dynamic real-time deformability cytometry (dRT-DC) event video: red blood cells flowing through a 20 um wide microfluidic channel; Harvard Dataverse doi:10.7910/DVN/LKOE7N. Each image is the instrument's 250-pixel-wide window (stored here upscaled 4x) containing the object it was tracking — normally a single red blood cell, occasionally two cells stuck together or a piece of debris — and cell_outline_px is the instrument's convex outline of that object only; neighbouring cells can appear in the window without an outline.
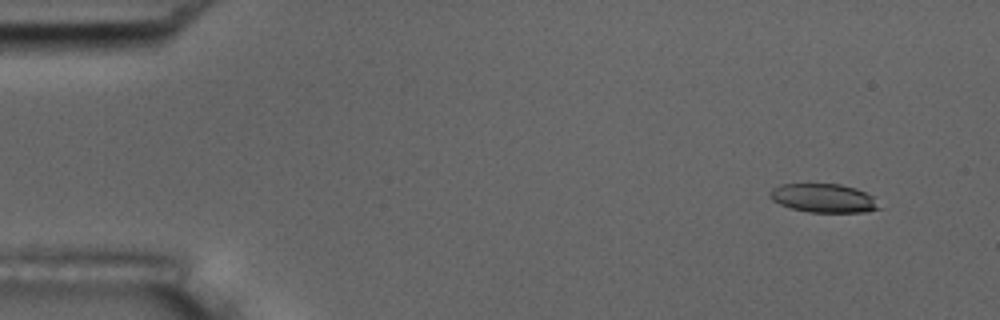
{"species": "common noctule bat (a hibernating species)", "species_latin": "Nyctalus noctula", "temperature_condition": "room temperature", "stored_images_in_passage": 8, "camera_frame_rate_fps": 3000, "um_per_image_px": 0.085, "animal": {"sex": "male", "body_mass_g": 17.5, "forearm_length_mm": 52.3}, "frame": {"image": 1, "passage_image": 2, "time_ms": 0.333, "image_size_px": [1000, 320], "cell_outline_px": [[884, 208], [864, 212], [808, 212], [792, 208], [780, 204], [772, 200], [768, 196], [768, 192], [772, 188], [780, 184], [840, 184], [856, 188], [872, 196]], "centroid_in_image_um": [70.01, 16.84], "position_along_channel_um": 15.0, "area_um2": 18.44}}
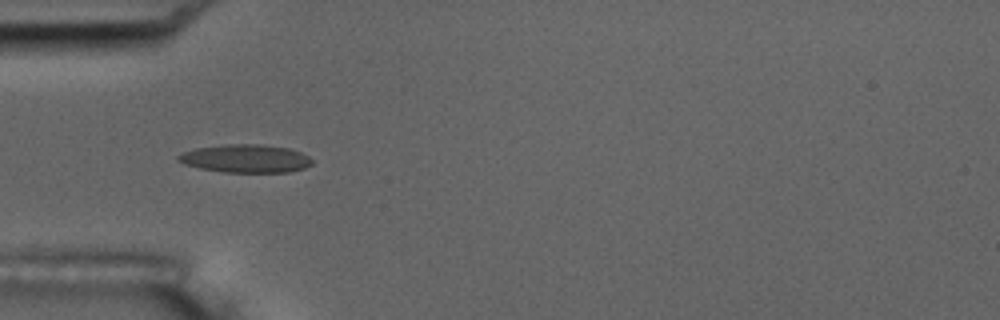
{"frame": {"image": 2, "passage_image": 5, "time_ms": 1.333, "image_size_px": [1000, 320], "cell_outline_px": [[312, 164], [304, 168], [288, 172], [224, 172], [200, 168], [184, 164], [176, 160], [176, 156], [184, 152], [196, 148], [224, 144], [260, 144], [288, 148], [300, 152], [308, 156], [312, 160]], "centroid_in_image_um": [20.86, 13.47], "position_along_channel_um": 64.1, "area_um2": 21.91}}
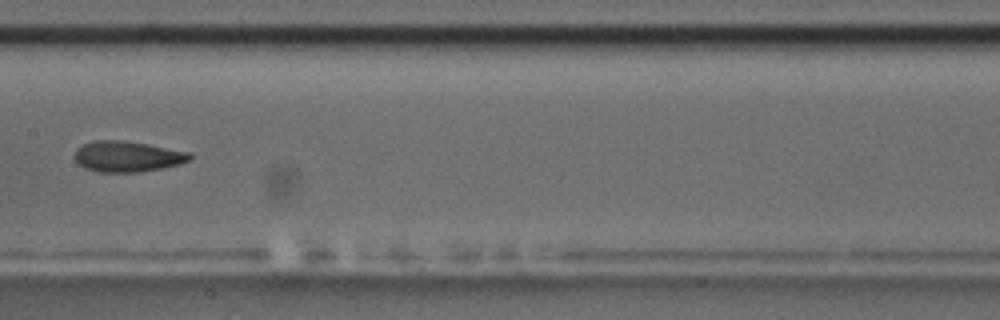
{"frame": {"image": 3, "passage_image": 8, "time_ms": 2.333, "image_size_px": [1000, 320], "cell_outline_px": [[192, 160], [180, 164], [160, 168], [136, 172], [100, 172], [84, 168], [76, 160], [76, 148], [84, 144], [96, 140], [120, 140], [148, 144], [192, 152]], "centroid_in_image_um": [10.88, 13.29], "position_along_channel_um": 196.5, "area_um2": 20.58}}